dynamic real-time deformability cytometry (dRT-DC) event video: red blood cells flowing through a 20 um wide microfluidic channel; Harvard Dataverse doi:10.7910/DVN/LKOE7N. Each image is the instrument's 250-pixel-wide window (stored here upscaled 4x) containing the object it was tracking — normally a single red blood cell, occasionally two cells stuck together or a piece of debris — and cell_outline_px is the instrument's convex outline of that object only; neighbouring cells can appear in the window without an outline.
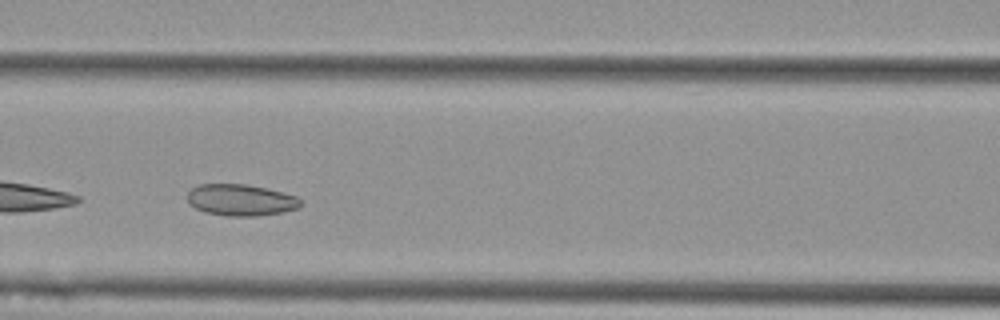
{"species": "Egyptian fruit bat (a non-hibernating species)", "species_latin": "Rousettus aegyptiacus", "temperature_condition": "cold", "stored_images_in_passage": 43, "camera_frame_rate_fps": 3000, "um_per_image_px": 0.085, "animal": {"sex": "female"}, "frame": {"image": 1, "passage_image": 13, "time_ms": 4.0, "image_size_px": [1000, 320], "cell_outline_px": [[304, 204], [300, 208], [280, 212], [256, 216], [228, 216], [204, 212], [188, 204], [188, 192], [192, 188], [200, 184], [248, 184], [284, 192], [296, 196]], "centroid_in_image_um": [20.48, 17.0], "position_along_channel_um": 146.1, "area_um2": 20.92}, "authors_computed_cell_mechanics": {"area_um2": 21.7328, "velocity_mm_per_s": 3.5484, "shape_relaxation_time_tau1_ms": null, "shape_relaxation_time_tau2_ms": 4.5919, "deformation_change_tau1": null, "deformation_change_tau2": 0.0964}}